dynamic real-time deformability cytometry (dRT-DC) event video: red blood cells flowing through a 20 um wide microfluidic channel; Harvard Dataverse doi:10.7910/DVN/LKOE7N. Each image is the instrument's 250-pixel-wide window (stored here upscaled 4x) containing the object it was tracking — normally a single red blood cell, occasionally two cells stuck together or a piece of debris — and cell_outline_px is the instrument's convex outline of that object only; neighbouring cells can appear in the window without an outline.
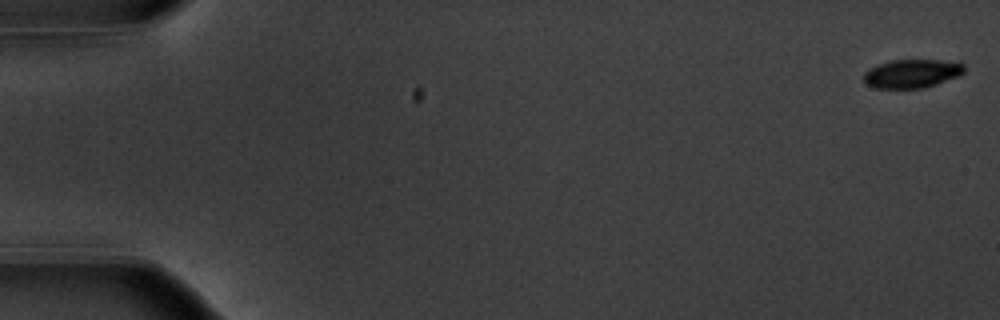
{"species": "common noctule bat (a hibernating species)", "species_latin": "Nyctalus noctula", "temperature_condition": "warm", "stored_images_in_passage": 10, "camera_frame_rate_fps": 3000, "um_per_image_px": 0.085, "animal": {"sex": "male", "body_mass_g": 20.1, "forearm_length_mm": 53.5}, "frame": {"image": 1, "passage_image": 1, "time_ms": 0.0, "image_size_px": [1000, 320], "cell_outline_px": [[964, 72], [960, 76], [924, 88], [876, 88], [864, 84], [864, 72], [868, 68], [892, 60], [940, 60], [964, 64]], "centroid_in_image_um": [77.49, 6.26], "position_along_channel_um": 7.5, "area_um2": 16.76}}